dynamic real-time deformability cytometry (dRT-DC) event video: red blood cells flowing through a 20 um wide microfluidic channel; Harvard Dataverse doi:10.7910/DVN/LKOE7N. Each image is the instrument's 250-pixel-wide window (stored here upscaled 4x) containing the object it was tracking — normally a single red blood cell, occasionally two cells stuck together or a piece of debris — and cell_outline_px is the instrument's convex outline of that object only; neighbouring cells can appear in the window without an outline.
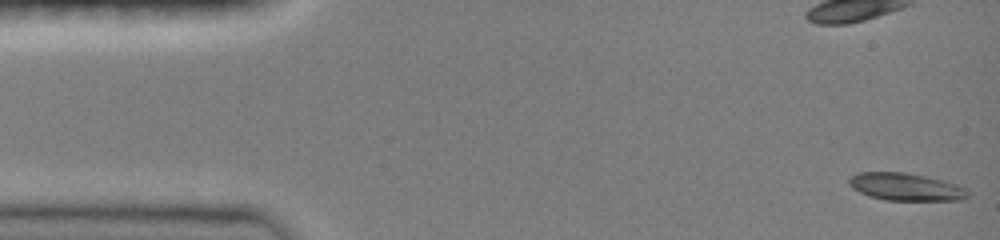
{"species": "common noctule bat (a hibernating species)", "species_latin": "Nyctalus noctula", "temperature_condition": "room temperature", "stored_images_in_passage": 47, "camera_frame_rate_fps": 3000, "um_per_image_px": 0.085, "animal": {"sex": "female", "body_mass_g": 19.0, "forearm_length_mm": 51.5}, "frame": {"image": 1, "passage_image": 1, "time_ms": 0.0, "image_size_px": [1000, 240], "cell_outline_px": [[968, 196], [960, 200], [884, 200], [868, 196], [852, 188], [848, 184], [848, 180], [852, 176], [860, 172], [904, 172], [924, 176], [956, 184], [964, 188], [968, 192]], "centroid_in_image_um": [76.94, 15.89], "position_along_channel_um": 8.1, "area_um2": 18.84}}
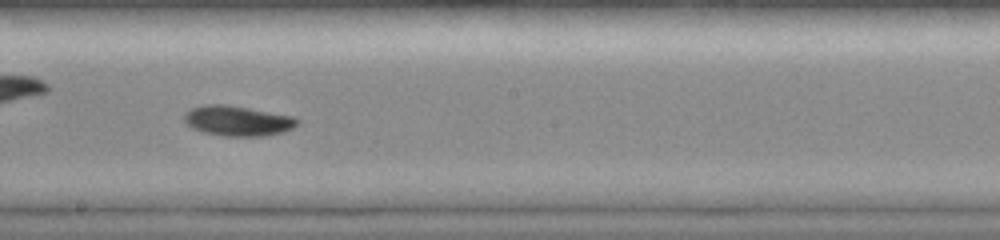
{"frame": {"image": 2, "passage_image": 26, "time_ms": 8.333, "image_size_px": [1000, 240], "cell_outline_px": [[300, 120], [292, 128], [284, 132], [260, 136], [224, 136], [204, 132], [192, 128], [184, 120], [184, 112], [192, 108], [204, 104], [228, 104], [292, 116]], "centroid_in_image_um": [20.17, 10.26], "position_along_channel_um": 228.0, "area_um2": 19.83}}
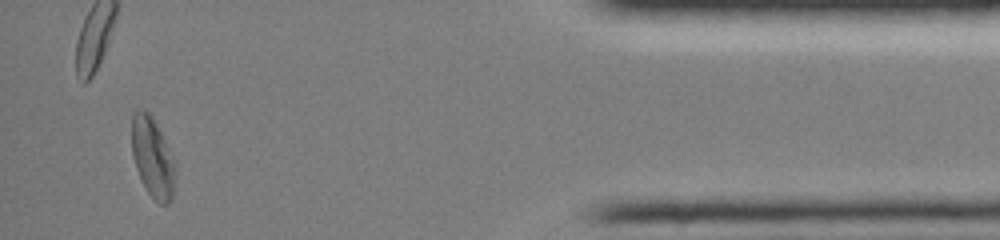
{"frame": {"image": 3, "passage_image": 44, "time_ms": 14.333, "image_size_px": [1000, 240], "cell_outline_px": [[176, 168], [172, 196], [164, 204], [160, 204], [148, 192], [136, 168], [132, 156], [132, 112], [136, 108], [148, 112], [152, 116], [176, 164]], "centroid_in_image_um": [12.95, 13.34], "position_along_channel_um": 422.2, "area_um2": 19.88}, "authors_computed_cell_mechanics": {"area_um2": 19.2474, "velocity_mm_per_s": 4.0634, "shape_relaxation_time_tau1_ms": 3.6471, "shape_relaxation_time_tau2_ms": null, "deformation_change_tau1": 0.1398, "deformation_change_tau2": null}}